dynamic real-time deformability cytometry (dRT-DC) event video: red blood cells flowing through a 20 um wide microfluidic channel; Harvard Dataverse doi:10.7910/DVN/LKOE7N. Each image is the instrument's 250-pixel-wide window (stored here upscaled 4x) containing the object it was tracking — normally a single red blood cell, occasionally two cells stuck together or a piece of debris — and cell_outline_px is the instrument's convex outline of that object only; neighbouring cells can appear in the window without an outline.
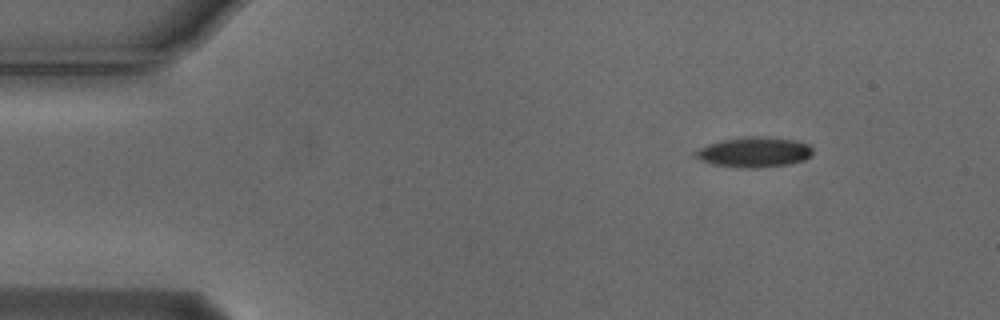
{"species": "Egyptian fruit bat (a non-hibernating species)", "species_latin": "Rousettus aegyptiacus", "temperature_condition": "cold", "stored_images_in_passage": 3, "camera_frame_rate_fps": 3000, "um_per_image_px": 0.085, "animal": {"sex": "male"}, "frame": {"image": 1, "passage_image": 1, "time_ms": 0.0, "image_size_px": [1000, 320], "cell_outline_px": [[812, 156], [804, 160], [792, 164], [756, 168], [740, 168], [712, 164], [700, 160], [692, 156], [688, 152], [708, 144], [720, 140], [744, 136], [752, 136], [796, 140], [808, 144], [812, 148]], "centroid_in_image_um": [64.03, 12.94], "position_along_channel_um": 21.0, "area_um2": 21.1}}